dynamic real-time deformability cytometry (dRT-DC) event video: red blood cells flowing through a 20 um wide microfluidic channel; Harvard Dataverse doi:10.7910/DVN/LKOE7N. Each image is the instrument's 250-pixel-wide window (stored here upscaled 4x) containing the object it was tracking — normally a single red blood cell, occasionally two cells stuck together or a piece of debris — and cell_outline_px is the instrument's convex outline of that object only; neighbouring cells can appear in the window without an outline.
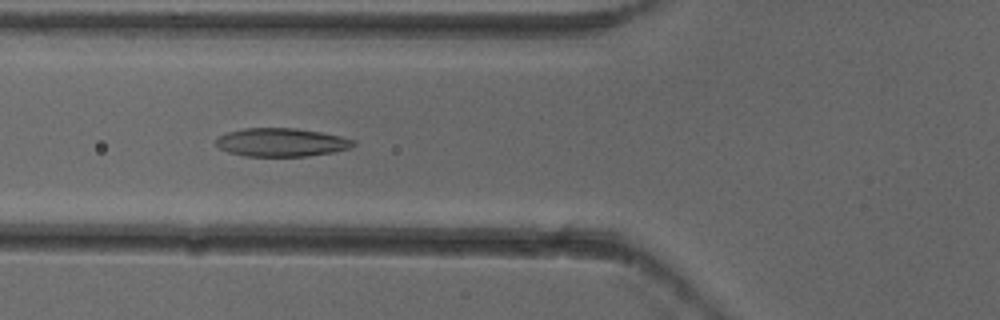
{"species": "common noctule bat (a hibernating species)", "species_latin": "Nyctalus noctula", "temperature_condition": "cold", "stored_images_in_passage": 5, "camera_frame_rate_fps": 3000, "um_per_image_px": 0.085, "animal": {"sex": "female"}, "frame": {"image": 1, "passage_image": 4, "time_ms": 1.0, "image_size_px": [1000, 320], "cell_outline_px": [[356, 144], [352, 148], [332, 152], [308, 156], [244, 156], [228, 152], [220, 148], [216, 144], [216, 140], [220, 136], [228, 132], [244, 128], [296, 128], [320, 132], [340, 136], [356, 140]], "centroid_in_image_um": [23.95, 12.1], "position_along_channel_um": 101.8, "area_um2": 22.72}}
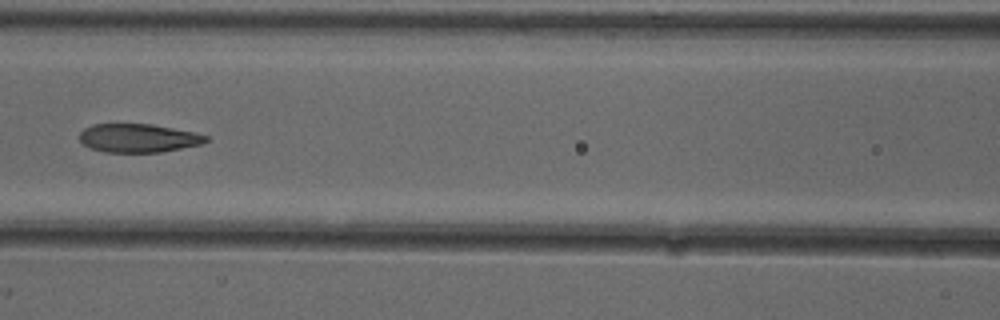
{"frame": {"image": 2, "passage_image": 5, "time_ms": 1.333, "image_size_px": [1000, 320], "cell_outline_px": [[208, 140], [200, 144], [160, 152], [104, 152], [88, 148], [80, 140], [80, 132], [84, 128], [92, 124], [152, 124], [192, 132], [208, 136]], "centroid_in_image_um": [11.7, 11.73], "position_along_channel_um": 154.9, "area_um2": 20.87}}